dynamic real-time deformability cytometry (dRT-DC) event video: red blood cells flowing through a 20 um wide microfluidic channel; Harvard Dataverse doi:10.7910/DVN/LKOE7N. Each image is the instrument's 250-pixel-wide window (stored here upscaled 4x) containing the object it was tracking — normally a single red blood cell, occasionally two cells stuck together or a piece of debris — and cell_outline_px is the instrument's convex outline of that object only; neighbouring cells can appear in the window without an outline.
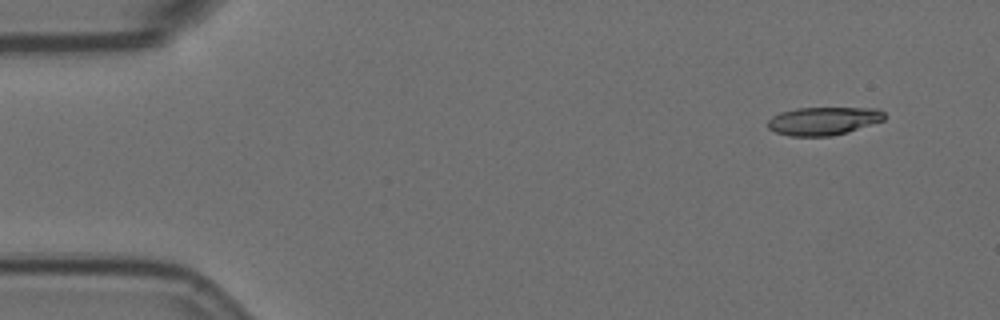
{"species": "Egyptian fruit bat (a non-hibernating species)", "species_latin": "Rousettus aegyptiacus", "temperature_condition": "room temperature", "stored_images_in_passage": 3, "camera_frame_rate_fps": 3000, "um_per_image_px": 0.085, "animal": {"sex": "female"}, "frame": {"image": 1, "passage_image": 1, "time_ms": 0.0, "image_size_px": [1000, 320], "cell_outline_px": [[884, 120], [848, 132], [832, 136], [788, 136], [776, 132], [768, 128], [768, 120], [772, 116], [780, 112], [796, 108], [876, 108], [884, 112]], "centroid_in_image_um": [69.97, 10.28], "position_along_channel_um": 15.0, "area_um2": 19.13}}